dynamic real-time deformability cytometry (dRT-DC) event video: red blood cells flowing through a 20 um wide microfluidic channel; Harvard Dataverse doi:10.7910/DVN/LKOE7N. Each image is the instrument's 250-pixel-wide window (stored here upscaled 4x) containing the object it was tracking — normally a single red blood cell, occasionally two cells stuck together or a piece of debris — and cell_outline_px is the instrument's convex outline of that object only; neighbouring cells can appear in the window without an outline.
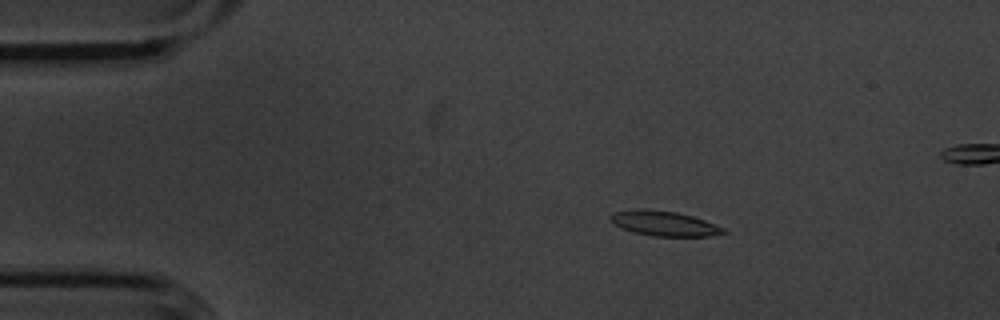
{"species": "common noctule bat (a hibernating species)", "species_latin": "Nyctalus noctula", "temperature_condition": "cold", "stored_images_in_passage": 57, "segment_of_instrument_passage": [1, 2], "camera_frame_rate_fps": 3000, "um_per_image_px": 0.085, "animal": {"sex": "male", "body_mass_g": 20.1, "forearm_length_mm": 53.5}, "frame": {"image": 1, "passage_image": 10, "time_ms": 3.0, "image_size_px": [1000, 320], "cell_outline_px": [[728, 232], [712, 236], [652, 236], [636, 232], [624, 228], [616, 224], [608, 216], [612, 212], [636, 208], [644, 208], [676, 212], [692, 216], [704, 220], [724, 228]], "centroid_in_image_um": [56.46, 18.98], "position_along_channel_um": 28.5, "area_um2": 16.3}}
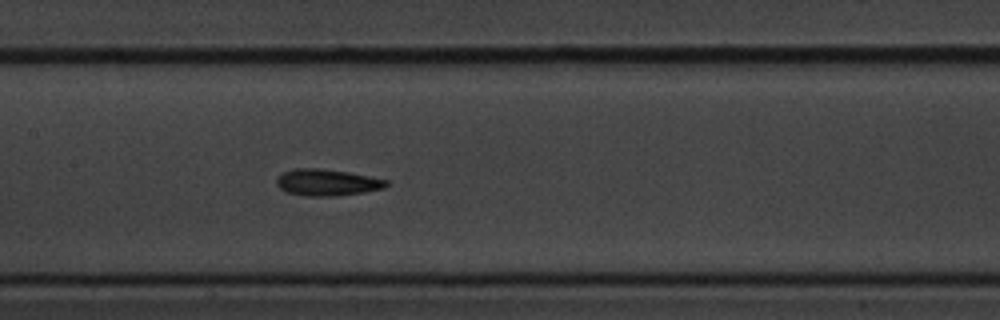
{"frame": {"image": 2, "passage_image": 27, "time_ms": 8.667, "image_size_px": [1000, 320], "cell_outline_px": [[388, 184], [384, 188], [364, 192], [336, 196], [304, 196], [288, 192], [280, 188], [276, 184], [276, 176], [284, 172], [296, 168], [320, 168], [348, 172], [388, 180]], "centroid_in_image_um": [27.78, 15.51], "position_along_channel_um": 179.6, "area_um2": 16.99}}
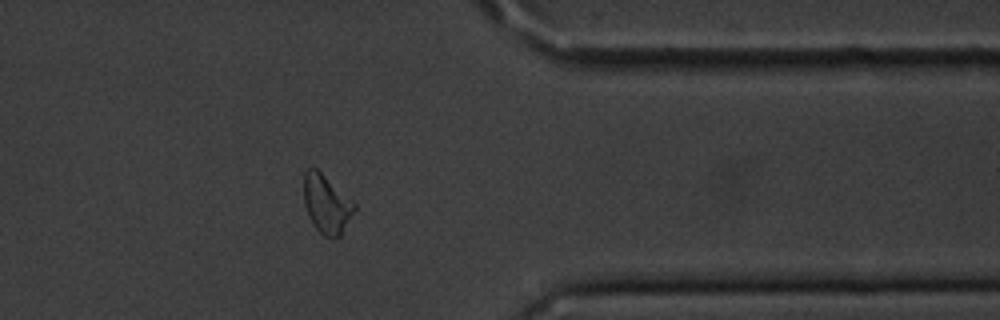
{"frame": {"image": 3, "passage_image": 45, "time_ms": 14.667, "image_size_px": [1000, 320], "cell_outline_px": [[356, 208], [340, 236], [324, 236], [312, 224], [308, 216], [304, 204], [304, 172], [308, 168], [316, 168], [356, 204]], "centroid_in_image_um": [27.73, 17.34], "position_along_channel_um": 383.7, "area_um2": 16.94}}